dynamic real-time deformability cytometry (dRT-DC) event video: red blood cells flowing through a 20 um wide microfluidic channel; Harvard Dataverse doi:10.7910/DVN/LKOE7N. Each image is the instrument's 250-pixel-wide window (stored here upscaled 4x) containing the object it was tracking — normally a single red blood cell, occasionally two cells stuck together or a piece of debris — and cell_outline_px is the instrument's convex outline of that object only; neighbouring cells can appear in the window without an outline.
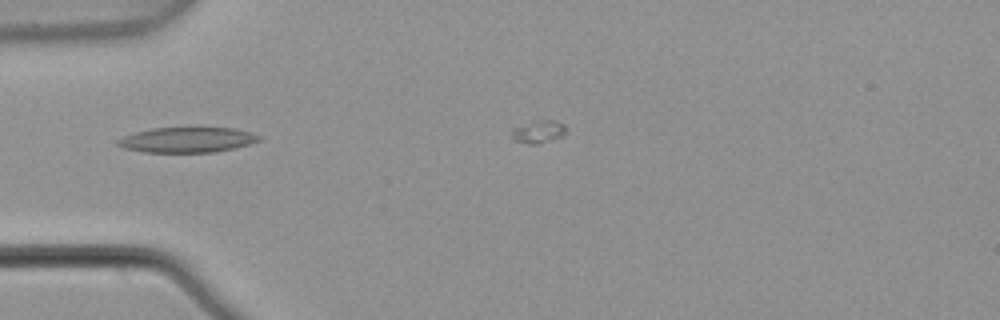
{"species": "common noctule bat (a hibernating species)", "species_latin": "Nyctalus noctula", "temperature_condition": "warm", "stored_images_in_passage": 2, "camera_frame_rate_fps": 3000, "um_per_image_px": 0.085, "animal": {"sex": "male", "body_mass_g": 21.5, "forearm_length_mm": 52.0}, "frame": {"image": 1, "passage_image": 1, "time_ms": 0.0, "image_size_px": [1000, 320], "cell_outline_px": [[260, 140], [248, 144], [216, 152], [144, 152], [124, 148], [116, 144], [116, 140], [124, 136], [136, 132], [152, 128], [236, 128], [252, 132], [260, 136]], "centroid_in_image_um": [15.9, 11.88], "position_along_channel_um": 69.1, "area_um2": 20.63}}